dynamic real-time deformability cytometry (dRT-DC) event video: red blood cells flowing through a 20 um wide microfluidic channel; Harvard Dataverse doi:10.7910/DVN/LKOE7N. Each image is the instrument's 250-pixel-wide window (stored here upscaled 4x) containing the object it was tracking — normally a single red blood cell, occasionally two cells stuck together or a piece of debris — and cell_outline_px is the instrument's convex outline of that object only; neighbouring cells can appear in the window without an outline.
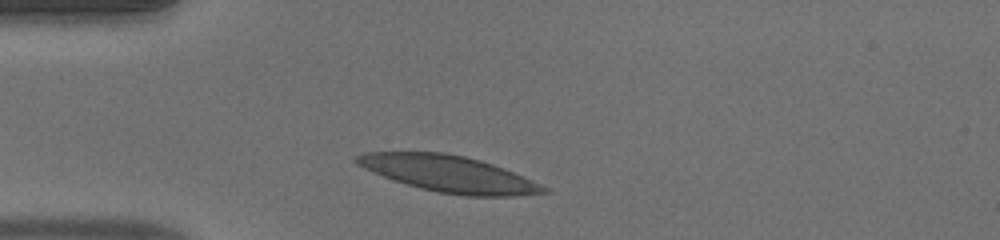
{"species": "human", "species_latin": "Homo sapiens", "temperature_condition": "warm", "stored_images_in_passage": 31, "camera_frame_rate_fps": 3000, "um_per_image_px": 0.085, "donor": {"sex": "male"}, "frame": {"image": 1, "passage_image": 1, "time_ms": 0.0, "image_size_px": [1000, 240], "cell_outline_px": [[552, 192], [512, 196], [464, 196], [436, 192], [420, 188], [384, 176], [364, 168], [356, 164], [352, 160], [356, 156], [364, 152], [444, 152], [464, 156], [480, 160], [504, 168], [540, 184], [548, 188]], "centroid_in_image_um": [38.16, 14.77], "position_along_channel_um": 46.8, "area_um2": 39.42}}
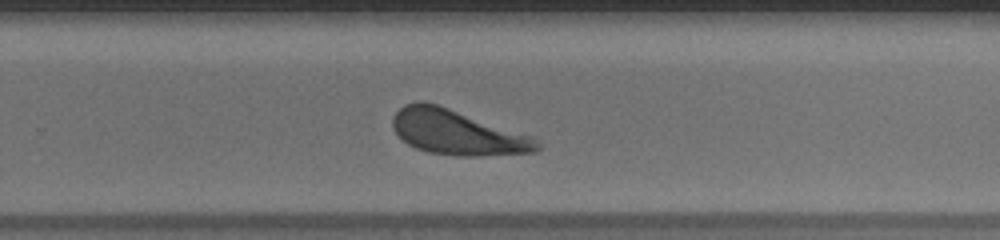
{"frame": {"image": 2, "passage_image": 21, "time_ms": 6.667, "image_size_px": [1000, 240], "cell_outline_px": [[540, 148], [536, 152], [480, 156], [456, 156], [428, 152], [416, 148], [408, 144], [392, 128], [392, 116], [404, 104], [420, 100], [424, 100], [532, 136], [540, 144]], "centroid_in_image_um": [38.83, 11.25], "position_along_channel_um": 291.0, "area_um2": 37.63}}
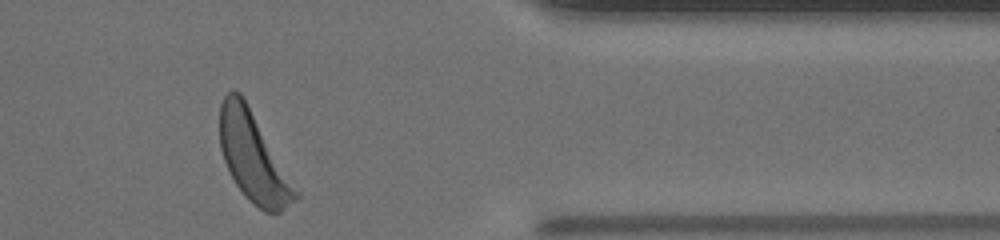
{"frame": {"image": 3, "passage_image": 30, "time_ms": 9.667, "image_size_px": [1000, 240], "cell_outline_px": [[300, 196], [296, 200], [280, 212], [264, 212], [252, 204], [248, 200], [236, 184], [224, 160], [220, 148], [220, 104], [224, 96], [232, 88], [236, 88], [240, 92], [300, 192]], "centroid_in_image_um": [21.54, 13.38], "position_along_channel_um": 389.9, "area_um2": 39.02}, "authors_computed_cell_mechanics": {"area_um2": 38.5526, "velocity_mm_per_s": 3.9424, "shape_relaxation_time_tau1_ms": 3.0501, "shape_relaxation_time_tau2_ms": 5.6011, "deformation_change_tau1": 0.157, "deformation_change_tau2": 0.1283}}